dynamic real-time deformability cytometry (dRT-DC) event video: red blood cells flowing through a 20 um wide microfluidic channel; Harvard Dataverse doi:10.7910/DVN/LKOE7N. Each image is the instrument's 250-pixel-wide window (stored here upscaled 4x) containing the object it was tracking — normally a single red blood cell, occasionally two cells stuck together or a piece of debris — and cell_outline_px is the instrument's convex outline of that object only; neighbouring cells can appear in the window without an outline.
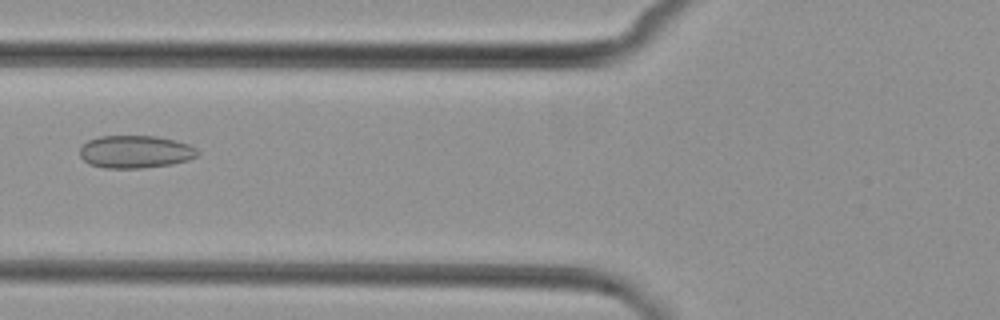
{"species": "common noctule bat (a hibernating species)", "species_latin": "Nyctalus noctula", "temperature_condition": "cold", "stored_images_in_passage": 6, "camera_frame_rate_fps": 3000, "um_per_image_px": 0.085, "animal": {"sex": "female", "body_mass_g": 29.2, "forearm_length_mm": 56.3}, "frame": {"image": 1, "passage_image": 6, "time_ms": 5.667, "image_size_px": [1000, 320], "cell_outline_px": [[200, 152], [196, 156], [188, 160], [172, 164], [140, 168], [104, 168], [88, 164], [80, 156], [80, 148], [88, 140], [100, 136], [156, 136], [176, 140], [188, 144], [196, 148]], "centroid_in_image_um": [11.5, 12.9], "position_along_channel_um": 114.3, "area_um2": 22.48}}